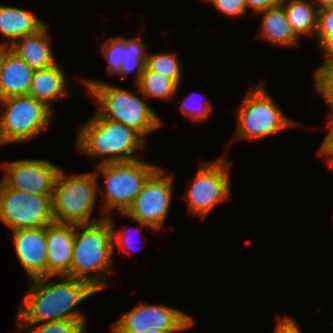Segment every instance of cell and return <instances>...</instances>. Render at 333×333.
Returning <instances> with one entry per match:
<instances>
[{
	"instance_id": "obj_1",
	"label": "cell",
	"mask_w": 333,
	"mask_h": 333,
	"mask_svg": "<svg viewBox=\"0 0 333 333\" xmlns=\"http://www.w3.org/2000/svg\"><path fill=\"white\" fill-rule=\"evenodd\" d=\"M51 278L52 276L31 279L32 286L17 312L18 322L86 321L85 315L74 308L98 291L86 281L76 278L57 276L61 280L57 283L50 282Z\"/></svg>"
},
{
	"instance_id": "obj_2",
	"label": "cell",
	"mask_w": 333,
	"mask_h": 333,
	"mask_svg": "<svg viewBox=\"0 0 333 333\" xmlns=\"http://www.w3.org/2000/svg\"><path fill=\"white\" fill-rule=\"evenodd\" d=\"M113 254L112 226L107 217L75 225L69 277L86 281L98 292L102 291L108 285L104 279L111 270Z\"/></svg>"
},
{
	"instance_id": "obj_3",
	"label": "cell",
	"mask_w": 333,
	"mask_h": 333,
	"mask_svg": "<svg viewBox=\"0 0 333 333\" xmlns=\"http://www.w3.org/2000/svg\"><path fill=\"white\" fill-rule=\"evenodd\" d=\"M77 135L76 145L79 153L101 158L99 164L136 160L133 152L145 147L144 138L137 131L103 118L97 112L81 125Z\"/></svg>"
},
{
	"instance_id": "obj_4",
	"label": "cell",
	"mask_w": 333,
	"mask_h": 333,
	"mask_svg": "<svg viewBox=\"0 0 333 333\" xmlns=\"http://www.w3.org/2000/svg\"><path fill=\"white\" fill-rule=\"evenodd\" d=\"M83 82L90 95L97 100L96 112L101 117L129 126L143 138L161 126V118L132 91L94 79Z\"/></svg>"
},
{
	"instance_id": "obj_5",
	"label": "cell",
	"mask_w": 333,
	"mask_h": 333,
	"mask_svg": "<svg viewBox=\"0 0 333 333\" xmlns=\"http://www.w3.org/2000/svg\"><path fill=\"white\" fill-rule=\"evenodd\" d=\"M97 173H82L73 176L59 170L51 198L53 222L65 224H88L97 202Z\"/></svg>"
},
{
	"instance_id": "obj_6",
	"label": "cell",
	"mask_w": 333,
	"mask_h": 333,
	"mask_svg": "<svg viewBox=\"0 0 333 333\" xmlns=\"http://www.w3.org/2000/svg\"><path fill=\"white\" fill-rule=\"evenodd\" d=\"M237 130L234 138L254 140L277 134L297 124L275 104L263 84L253 86L237 109Z\"/></svg>"
},
{
	"instance_id": "obj_7",
	"label": "cell",
	"mask_w": 333,
	"mask_h": 333,
	"mask_svg": "<svg viewBox=\"0 0 333 333\" xmlns=\"http://www.w3.org/2000/svg\"><path fill=\"white\" fill-rule=\"evenodd\" d=\"M159 167L139 159L107 162L97 168L105 179L104 213L117 210L125 213L141 192L144 183Z\"/></svg>"
},
{
	"instance_id": "obj_8",
	"label": "cell",
	"mask_w": 333,
	"mask_h": 333,
	"mask_svg": "<svg viewBox=\"0 0 333 333\" xmlns=\"http://www.w3.org/2000/svg\"><path fill=\"white\" fill-rule=\"evenodd\" d=\"M0 107V145L29 140L51 121V109L30 95L2 99Z\"/></svg>"
},
{
	"instance_id": "obj_9",
	"label": "cell",
	"mask_w": 333,
	"mask_h": 333,
	"mask_svg": "<svg viewBox=\"0 0 333 333\" xmlns=\"http://www.w3.org/2000/svg\"><path fill=\"white\" fill-rule=\"evenodd\" d=\"M230 163L225 157L213 162H203L196 177L189 183L185 195L189 212L205 218L220 202L230 197Z\"/></svg>"
},
{
	"instance_id": "obj_10",
	"label": "cell",
	"mask_w": 333,
	"mask_h": 333,
	"mask_svg": "<svg viewBox=\"0 0 333 333\" xmlns=\"http://www.w3.org/2000/svg\"><path fill=\"white\" fill-rule=\"evenodd\" d=\"M51 198L14 190L0 182V221L12 231L47 226L53 222Z\"/></svg>"
},
{
	"instance_id": "obj_11",
	"label": "cell",
	"mask_w": 333,
	"mask_h": 333,
	"mask_svg": "<svg viewBox=\"0 0 333 333\" xmlns=\"http://www.w3.org/2000/svg\"><path fill=\"white\" fill-rule=\"evenodd\" d=\"M164 173L159 166L123 215L151 230L158 231L162 228L173 194V177Z\"/></svg>"
},
{
	"instance_id": "obj_12",
	"label": "cell",
	"mask_w": 333,
	"mask_h": 333,
	"mask_svg": "<svg viewBox=\"0 0 333 333\" xmlns=\"http://www.w3.org/2000/svg\"><path fill=\"white\" fill-rule=\"evenodd\" d=\"M194 323L182 310L163 304L139 303L113 324L111 333H145L149 329L167 332L187 330Z\"/></svg>"
},
{
	"instance_id": "obj_13",
	"label": "cell",
	"mask_w": 333,
	"mask_h": 333,
	"mask_svg": "<svg viewBox=\"0 0 333 333\" xmlns=\"http://www.w3.org/2000/svg\"><path fill=\"white\" fill-rule=\"evenodd\" d=\"M6 171L2 183L11 189L43 196H52L61 168L48 160L21 159L2 166Z\"/></svg>"
},
{
	"instance_id": "obj_14",
	"label": "cell",
	"mask_w": 333,
	"mask_h": 333,
	"mask_svg": "<svg viewBox=\"0 0 333 333\" xmlns=\"http://www.w3.org/2000/svg\"><path fill=\"white\" fill-rule=\"evenodd\" d=\"M18 261L30 279L47 277L46 226L12 231Z\"/></svg>"
},
{
	"instance_id": "obj_15",
	"label": "cell",
	"mask_w": 333,
	"mask_h": 333,
	"mask_svg": "<svg viewBox=\"0 0 333 333\" xmlns=\"http://www.w3.org/2000/svg\"><path fill=\"white\" fill-rule=\"evenodd\" d=\"M74 237V224L52 222L46 226L47 276L69 277Z\"/></svg>"
},
{
	"instance_id": "obj_16",
	"label": "cell",
	"mask_w": 333,
	"mask_h": 333,
	"mask_svg": "<svg viewBox=\"0 0 333 333\" xmlns=\"http://www.w3.org/2000/svg\"><path fill=\"white\" fill-rule=\"evenodd\" d=\"M34 69L8 47L1 46L0 100L28 95Z\"/></svg>"
},
{
	"instance_id": "obj_17",
	"label": "cell",
	"mask_w": 333,
	"mask_h": 333,
	"mask_svg": "<svg viewBox=\"0 0 333 333\" xmlns=\"http://www.w3.org/2000/svg\"><path fill=\"white\" fill-rule=\"evenodd\" d=\"M47 29L44 25L36 33L19 37L8 48L34 70L48 68L56 64V61Z\"/></svg>"
},
{
	"instance_id": "obj_18",
	"label": "cell",
	"mask_w": 333,
	"mask_h": 333,
	"mask_svg": "<svg viewBox=\"0 0 333 333\" xmlns=\"http://www.w3.org/2000/svg\"><path fill=\"white\" fill-rule=\"evenodd\" d=\"M66 79L64 71L57 63L48 68L36 69L32 76L28 95L43 102L51 109V102L68 94L66 92L68 86Z\"/></svg>"
},
{
	"instance_id": "obj_19",
	"label": "cell",
	"mask_w": 333,
	"mask_h": 333,
	"mask_svg": "<svg viewBox=\"0 0 333 333\" xmlns=\"http://www.w3.org/2000/svg\"><path fill=\"white\" fill-rule=\"evenodd\" d=\"M44 25L45 23L30 11L0 5V33L3 37L12 39L0 46L9 47L19 37L36 33Z\"/></svg>"
},
{
	"instance_id": "obj_20",
	"label": "cell",
	"mask_w": 333,
	"mask_h": 333,
	"mask_svg": "<svg viewBox=\"0 0 333 333\" xmlns=\"http://www.w3.org/2000/svg\"><path fill=\"white\" fill-rule=\"evenodd\" d=\"M262 14L259 35L274 45L297 46L299 38L293 32L287 20L284 8L278 4L275 7L259 12Z\"/></svg>"
},
{
	"instance_id": "obj_21",
	"label": "cell",
	"mask_w": 333,
	"mask_h": 333,
	"mask_svg": "<svg viewBox=\"0 0 333 333\" xmlns=\"http://www.w3.org/2000/svg\"><path fill=\"white\" fill-rule=\"evenodd\" d=\"M287 20L296 36H316L318 8L312 0H280Z\"/></svg>"
},
{
	"instance_id": "obj_22",
	"label": "cell",
	"mask_w": 333,
	"mask_h": 333,
	"mask_svg": "<svg viewBox=\"0 0 333 333\" xmlns=\"http://www.w3.org/2000/svg\"><path fill=\"white\" fill-rule=\"evenodd\" d=\"M136 85L137 93H141L146 99L159 98L170 101L178 89V85L172 79L153 71H143Z\"/></svg>"
},
{
	"instance_id": "obj_23",
	"label": "cell",
	"mask_w": 333,
	"mask_h": 333,
	"mask_svg": "<svg viewBox=\"0 0 333 333\" xmlns=\"http://www.w3.org/2000/svg\"><path fill=\"white\" fill-rule=\"evenodd\" d=\"M146 49L148 47L142 42L140 37L131 39L124 38V58L122 65L116 75L124 78L131 71L136 70L135 84L139 81L141 74L145 69V61L147 58Z\"/></svg>"
},
{
	"instance_id": "obj_24",
	"label": "cell",
	"mask_w": 333,
	"mask_h": 333,
	"mask_svg": "<svg viewBox=\"0 0 333 333\" xmlns=\"http://www.w3.org/2000/svg\"><path fill=\"white\" fill-rule=\"evenodd\" d=\"M144 71H153L169 79H172L178 86L181 80V64L174 53H147Z\"/></svg>"
},
{
	"instance_id": "obj_25",
	"label": "cell",
	"mask_w": 333,
	"mask_h": 333,
	"mask_svg": "<svg viewBox=\"0 0 333 333\" xmlns=\"http://www.w3.org/2000/svg\"><path fill=\"white\" fill-rule=\"evenodd\" d=\"M17 323H19L20 329L22 330L26 327L29 329V327L32 326V330L28 333H86L84 329L86 321L60 320L43 323L16 322V324Z\"/></svg>"
},
{
	"instance_id": "obj_26",
	"label": "cell",
	"mask_w": 333,
	"mask_h": 333,
	"mask_svg": "<svg viewBox=\"0 0 333 333\" xmlns=\"http://www.w3.org/2000/svg\"><path fill=\"white\" fill-rule=\"evenodd\" d=\"M101 51L107 60V72L110 75H116L122 65L124 58V37H115L107 39L101 45Z\"/></svg>"
},
{
	"instance_id": "obj_27",
	"label": "cell",
	"mask_w": 333,
	"mask_h": 333,
	"mask_svg": "<svg viewBox=\"0 0 333 333\" xmlns=\"http://www.w3.org/2000/svg\"><path fill=\"white\" fill-rule=\"evenodd\" d=\"M315 88L327 103L333 97V59L314 77Z\"/></svg>"
},
{
	"instance_id": "obj_28",
	"label": "cell",
	"mask_w": 333,
	"mask_h": 333,
	"mask_svg": "<svg viewBox=\"0 0 333 333\" xmlns=\"http://www.w3.org/2000/svg\"><path fill=\"white\" fill-rule=\"evenodd\" d=\"M189 98H192L188 95V97H186V99H184L182 102L180 101V111H181V114L184 115V116H187L189 118H191L193 121H203V120H207V118L211 115L212 113V104L209 100H207V102H203L204 105L202 103L201 106L197 104L192 105L194 103L190 102L191 99ZM193 99V98H192ZM195 101V100H194ZM197 101V100H196ZM199 104V103H198ZM204 106V107H202ZM201 107V108H199Z\"/></svg>"
},
{
	"instance_id": "obj_29",
	"label": "cell",
	"mask_w": 333,
	"mask_h": 333,
	"mask_svg": "<svg viewBox=\"0 0 333 333\" xmlns=\"http://www.w3.org/2000/svg\"><path fill=\"white\" fill-rule=\"evenodd\" d=\"M333 34V7L318 10L317 31L315 38L320 46Z\"/></svg>"
},
{
	"instance_id": "obj_30",
	"label": "cell",
	"mask_w": 333,
	"mask_h": 333,
	"mask_svg": "<svg viewBox=\"0 0 333 333\" xmlns=\"http://www.w3.org/2000/svg\"><path fill=\"white\" fill-rule=\"evenodd\" d=\"M212 4L222 13L230 16H243L248 9L244 0H214Z\"/></svg>"
},
{
	"instance_id": "obj_31",
	"label": "cell",
	"mask_w": 333,
	"mask_h": 333,
	"mask_svg": "<svg viewBox=\"0 0 333 333\" xmlns=\"http://www.w3.org/2000/svg\"><path fill=\"white\" fill-rule=\"evenodd\" d=\"M332 112L328 114V121H329V130L328 134L324 138L320 148L318 149V155L326 156L327 163L329 167L333 168V109H330Z\"/></svg>"
},
{
	"instance_id": "obj_32",
	"label": "cell",
	"mask_w": 333,
	"mask_h": 333,
	"mask_svg": "<svg viewBox=\"0 0 333 333\" xmlns=\"http://www.w3.org/2000/svg\"><path fill=\"white\" fill-rule=\"evenodd\" d=\"M107 218L109 219V221L111 223V226H112L113 250H115V245L117 244L118 247L120 248V250L123 249V250L127 251L128 253H130L131 251L128 250V249H132V247L135 248L133 246V243H134L133 239H134V237L132 239V235L129 234L130 232L129 233L127 232L128 230L124 231V229H123V231H122V229H121V230H119V231L116 232L115 231L116 228H115L114 221L112 220L111 217L107 216Z\"/></svg>"
},
{
	"instance_id": "obj_33",
	"label": "cell",
	"mask_w": 333,
	"mask_h": 333,
	"mask_svg": "<svg viewBox=\"0 0 333 333\" xmlns=\"http://www.w3.org/2000/svg\"><path fill=\"white\" fill-rule=\"evenodd\" d=\"M273 333H301L299 326L292 317L281 316Z\"/></svg>"
},
{
	"instance_id": "obj_34",
	"label": "cell",
	"mask_w": 333,
	"mask_h": 333,
	"mask_svg": "<svg viewBox=\"0 0 333 333\" xmlns=\"http://www.w3.org/2000/svg\"><path fill=\"white\" fill-rule=\"evenodd\" d=\"M246 7L251 8L254 13L277 6L280 0H244Z\"/></svg>"
},
{
	"instance_id": "obj_35",
	"label": "cell",
	"mask_w": 333,
	"mask_h": 333,
	"mask_svg": "<svg viewBox=\"0 0 333 333\" xmlns=\"http://www.w3.org/2000/svg\"><path fill=\"white\" fill-rule=\"evenodd\" d=\"M325 53V59L323 64L314 73V77L333 59V34L329 36L320 46Z\"/></svg>"
},
{
	"instance_id": "obj_36",
	"label": "cell",
	"mask_w": 333,
	"mask_h": 333,
	"mask_svg": "<svg viewBox=\"0 0 333 333\" xmlns=\"http://www.w3.org/2000/svg\"><path fill=\"white\" fill-rule=\"evenodd\" d=\"M315 1V2H314ZM313 3L317 6L318 10L323 8L333 7V0H314Z\"/></svg>"
},
{
	"instance_id": "obj_37",
	"label": "cell",
	"mask_w": 333,
	"mask_h": 333,
	"mask_svg": "<svg viewBox=\"0 0 333 333\" xmlns=\"http://www.w3.org/2000/svg\"><path fill=\"white\" fill-rule=\"evenodd\" d=\"M145 333H174V332H167V331H162V330H158V329H149L147 330Z\"/></svg>"
},
{
	"instance_id": "obj_38",
	"label": "cell",
	"mask_w": 333,
	"mask_h": 333,
	"mask_svg": "<svg viewBox=\"0 0 333 333\" xmlns=\"http://www.w3.org/2000/svg\"><path fill=\"white\" fill-rule=\"evenodd\" d=\"M331 109H333V97L326 103Z\"/></svg>"
},
{
	"instance_id": "obj_39",
	"label": "cell",
	"mask_w": 333,
	"mask_h": 333,
	"mask_svg": "<svg viewBox=\"0 0 333 333\" xmlns=\"http://www.w3.org/2000/svg\"><path fill=\"white\" fill-rule=\"evenodd\" d=\"M203 1H205L206 3H212L214 0H203Z\"/></svg>"
},
{
	"instance_id": "obj_40",
	"label": "cell",
	"mask_w": 333,
	"mask_h": 333,
	"mask_svg": "<svg viewBox=\"0 0 333 333\" xmlns=\"http://www.w3.org/2000/svg\"><path fill=\"white\" fill-rule=\"evenodd\" d=\"M0 68H1V46H0Z\"/></svg>"
}]
</instances>
